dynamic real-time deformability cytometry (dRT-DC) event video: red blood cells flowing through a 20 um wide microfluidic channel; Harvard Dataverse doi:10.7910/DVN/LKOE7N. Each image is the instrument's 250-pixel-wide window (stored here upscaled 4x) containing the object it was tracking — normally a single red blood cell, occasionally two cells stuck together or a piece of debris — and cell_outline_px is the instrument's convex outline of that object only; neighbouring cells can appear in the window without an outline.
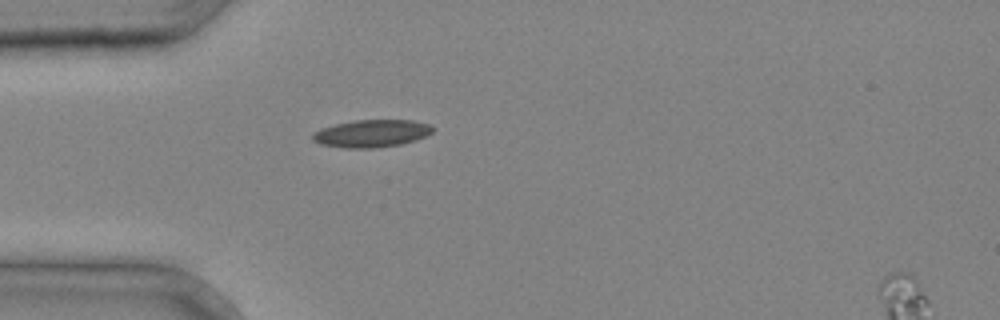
{"species": "common noctule bat (a hibernating species)", "species_latin": "Nyctalus noctula", "temperature_condition": "cold", "stored_images_in_passage": 2, "camera_frame_rate_fps": 3000, "um_per_image_px": 0.085, "animal": {"sex": "male", "body_mass_g": 20.4}, "frame": {"image": 1, "passage_image": 2, "time_ms": 0.333, "image_size_px": [1000, 320], "cell_outline_px": [[436, 128], [428, 136], [416, 140], [400, 144], [376, 148], [344, 148], [320, 144], [312, 140], [312, 132], [320, 128], [336, 124], [356, 120], [412, 120], [432, 124]], "centroid_in_image_um": [31.62, 11.34], "position_along_channel_um": 53.4, "area_um2": 19.54}}